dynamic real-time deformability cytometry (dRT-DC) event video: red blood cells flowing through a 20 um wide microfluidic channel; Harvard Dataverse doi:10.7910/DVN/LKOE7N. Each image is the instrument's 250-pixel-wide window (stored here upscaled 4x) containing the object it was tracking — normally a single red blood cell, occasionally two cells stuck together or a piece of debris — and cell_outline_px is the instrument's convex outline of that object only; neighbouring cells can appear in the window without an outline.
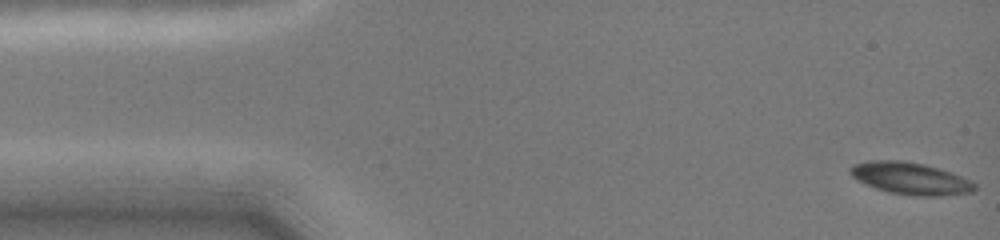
{"species": "common noctule bat (a hibernating species)", "species_latin": "Nyctalus noctula", "temperature_condition": "cold", "stored_images_in_passage": 36, "camera_frame_rate_fps": 3000, "um_per_image_px": 0.085, "animal": {"sex": "female", "body_mass_g": 19.0, "forearm_length_mm": 51.5}, "frame": {"image": 1, "passage_image": 1, "time_ms": 0.0, "image_size_px": [1000, 240], "cell_outline_px": [[976, 188], [972, 192], [940, 196], [912, 196], [888, 192], [876, 188], [856, 180], [848, 172], [848, 168], [852, 164], [868, 160], [904, 160], [924, 164], [940, 168], [952, 172], [972, 180], [976, 184]], "centroid_in_image_um": [77.38, 15.15], "position_along_channel_um": 7.6, "area_um2": 23.7}}
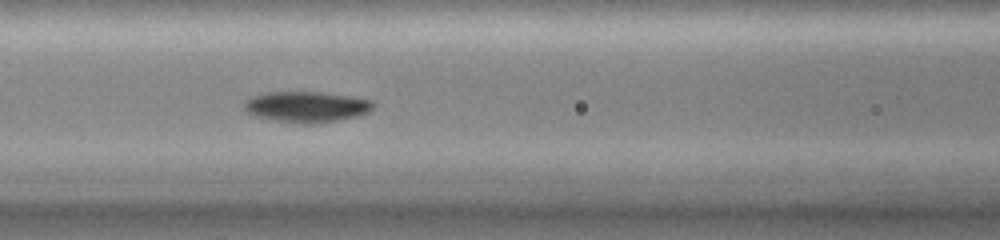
{"frame": {"image": 2, "passage_image": 14, "time_ms": 6.333, "image_size_px": [1000, 240], "cell_outline_px": [[376, 104], [368, 112], [356, 116], [336, 120], [312, 124], [300, 124], [276, 120], [256, 116], [248, 112], [244, 108], [244, 100], [252, 96], [268, 92], [320, 92], [348, 96], [372, 100]], "centroid_in_image_um": [26.04, 9.07], "position_along_channel_um": 140.6, "area_um2": 23.0}}
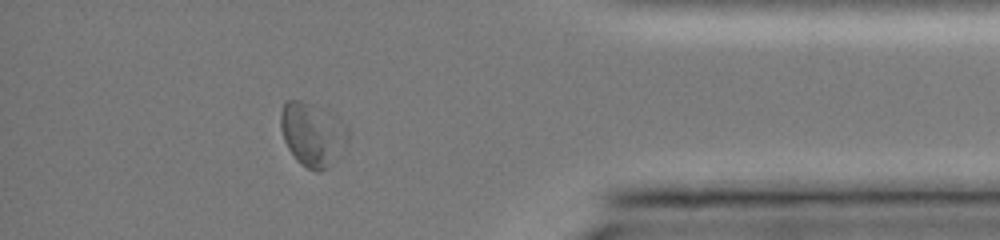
{"frame": {"image": 3, "passage_image": 31, "time_ms": 13.667, "image_size_px": [1000, 240], "cell_outline_px": [[348, 140], [344, 156], [328, 168], [320, 172], [316, 172], [300, 164], [296, 160], [288, 148], [284, 140], [280, 128], [280, 112], [284, 104], [288, 100], [300, 100], [328, 108], [348, 128]], "centroid_in_image_um": [26.62, 11.43], "position_along_channel_um": 408.6, "area_um2": 26.01}}